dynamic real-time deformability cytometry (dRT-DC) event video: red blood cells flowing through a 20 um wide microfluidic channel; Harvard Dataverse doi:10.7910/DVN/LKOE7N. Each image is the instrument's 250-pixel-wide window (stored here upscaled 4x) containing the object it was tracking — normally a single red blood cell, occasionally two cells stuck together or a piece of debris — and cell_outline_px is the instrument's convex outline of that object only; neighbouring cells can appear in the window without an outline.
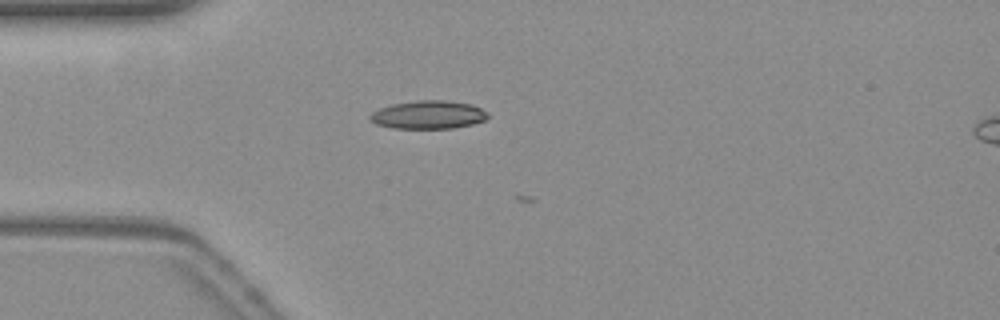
{"species": "common noctule bat (a hibernating species)", "species_latin": "Nyctalus noctula", "temperature_condition": "warm", "stored_images_in_passage": 4, "camera_frame_rate_fps": 3000, "um_per_image_px": 0.085, "animal": {"sex": "female", "body_mass_g": 19.3, "forearm_length_mm": 54.1}, "frame": {"image": 1, "passage_image": 3, "time_ms": 0.667, "image_size_px": [1000, 320], "cell_outline_px": [[488, 116], [484, 120], [472, 124], [452, 128], [396, 128], [376, 124], [368, 116], [372, 112], [380, 108], [392, 104], [416, 100], [444, 100], [472, 104], [488, 112]], "centroid_in_image_um": [36.41, 9.74], "position_along_channel_um": 48.6, "area_um2": 19.25}}